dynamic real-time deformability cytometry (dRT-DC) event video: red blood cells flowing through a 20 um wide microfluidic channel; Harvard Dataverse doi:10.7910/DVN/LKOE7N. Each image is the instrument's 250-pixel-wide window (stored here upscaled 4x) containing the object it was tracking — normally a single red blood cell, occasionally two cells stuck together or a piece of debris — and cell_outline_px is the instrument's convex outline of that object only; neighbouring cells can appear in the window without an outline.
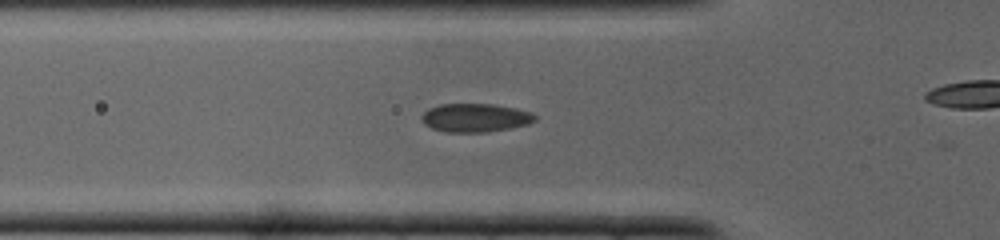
{"species": "common noctule bat (a hibernating species)", "species_latin": "Nyctalus noctula", "temperature_condition": "cold", "stored_images_in_passage": 28, "camera_frame_rate_fps": 3000, "um_per_image_px": 0.085, "animal": {"sex": "male", "body_mass_g": 19.0, "forearm_length_mm": 50.8}, "frame": {"image": 1, "passage_image": 11, "time_ms": 3.333, "image_size_px": [1000, 240], "cell_outline_px": [[536, 120], [524, 124], [508, 128], [484, 132], [448, 132], [432, 128], [424, 124], [420, 116], [424, 112], [440, 104], [492, 104], [512, 108], [528, 112], [536, 116]], "centroid_in_image_um": [40.33, 10.01], "position_along_channel_um": 85.5, "area_um2": 18.32}}
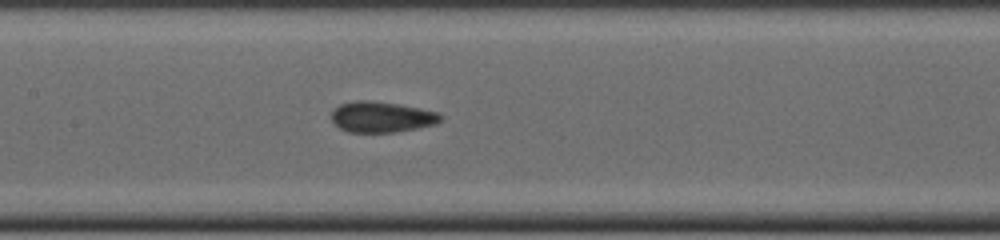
{"frame": {"image": 2, "passage_image": 16, "time_ms": 5.0, "image_size_px": [1000, 240], "cell_outline_px": [[440, 120], [436, 124], [416, 128], [392, 132], [348, 132], [340, 128], [332, 120], [332, 112], [340, 104], [396, 104], [436, 112], [440, 116]], "centroid_in_image_um": [32.46, 10.01], "position_along_channel_um": 174.9, "area_um2": 18.09}}
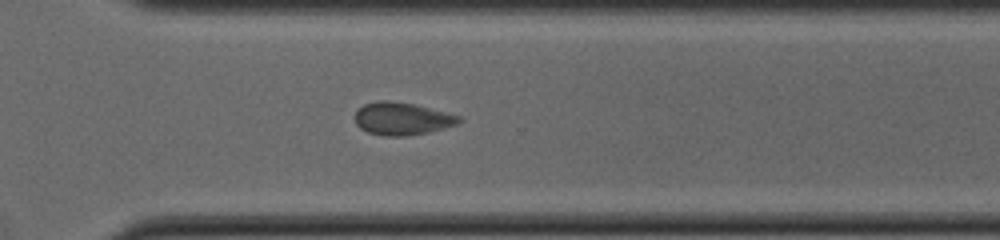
{"frame": {"image": 3, "passage_image": 25, "time_ms": 8.0, "image_size_px": [1000, 240], "cell_outline_px": [[460, 120], [456, 124], [428, 132], [404, 136], [388, 136], [368, 132], [360, 128], [356, 124], [356, 112], [364, 104], [384, 100], [412, 104], [460, 116]], "centroid_in_image_um": [34.14, 10.1], "position_along_channel_um": 336.5, "area_um2": 19.13}}